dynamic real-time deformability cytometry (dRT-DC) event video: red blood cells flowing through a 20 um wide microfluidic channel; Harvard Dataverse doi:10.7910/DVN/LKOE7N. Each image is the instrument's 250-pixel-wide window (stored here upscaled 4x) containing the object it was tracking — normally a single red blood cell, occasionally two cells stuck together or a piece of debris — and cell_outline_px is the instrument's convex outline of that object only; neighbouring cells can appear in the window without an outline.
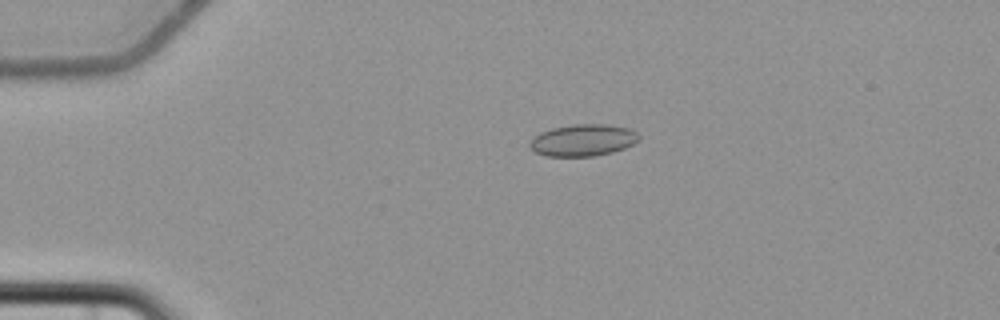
{"species": "common noctule bat (a hibernating species)", "species_latin": "Nyctalus noctula", "temperature_condition": "cold", "stored_images_in_passage": 3, "camera_frame_rate_fps": 3000, "um_per_image_px": 0.085, "animal": {"sex": "female", "body_mass_g": 22.7, "forearm_length_mm": 54.2}, "frame": {"image": 1, "passage_image": 1, "time_ms": 0.0, "image_size_px": [1000, 320], "cell_outline_px": [[640, 140], [624, 148], [612, 152], [596, 156], [544, 156], [536, 152], [528, 144], [540, 132], [552, 128], [572, 124], [608, 124], [628, 128], [636, 132], [640, 136]], "centroid_in_image_um": [49.57, 11.91], "position_along_channel_um": 35.4, "area_um2": 20.23}}
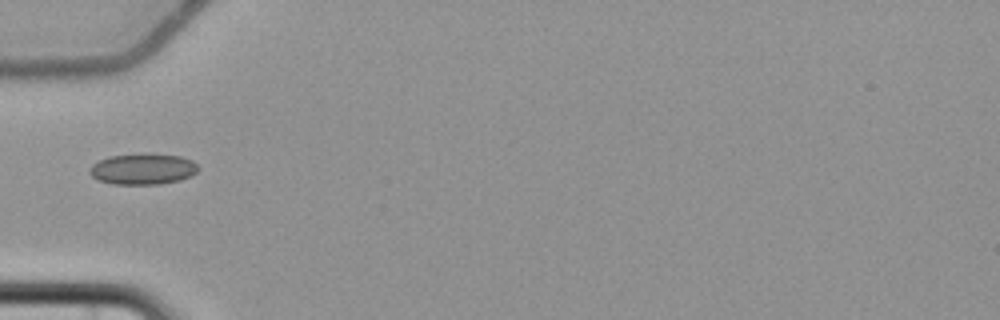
{"frame": {"image": 2, "passage_image": 3, "time_ms": 2.333, "image_size_px": [1000, 320], "cell_outline_px": [[200, 168], [196, 172], [180, 180], [160, 184], [112, 184], [100, 180], [92, 176], [88, 172], [88, 168], [92, 164], [108, 156], [180, 156], [192, 160]], "centroid_in_image_um": [12.12, 14.41], "position_along_channel_um": 72.9, "area_um2": 18.84}}